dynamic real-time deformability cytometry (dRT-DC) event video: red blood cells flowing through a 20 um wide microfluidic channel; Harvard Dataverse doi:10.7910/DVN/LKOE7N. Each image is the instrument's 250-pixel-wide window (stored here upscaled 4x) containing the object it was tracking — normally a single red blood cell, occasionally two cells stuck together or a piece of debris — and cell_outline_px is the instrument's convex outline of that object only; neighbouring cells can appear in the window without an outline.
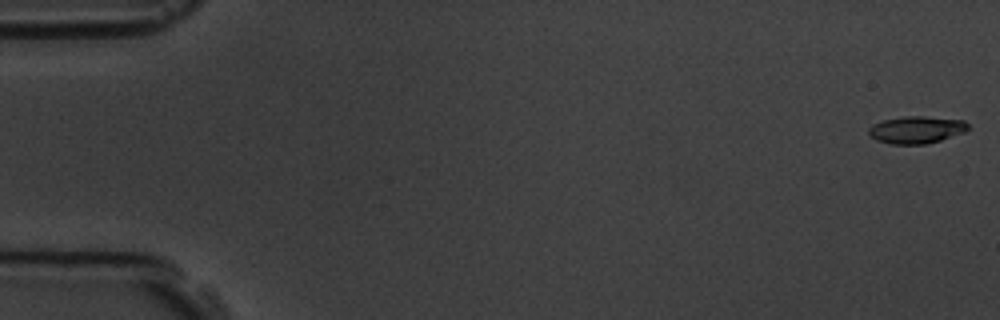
{"species": "common noctule bat (a hibernating species)", "species_latin": "Nyctalus noctula", "temperature_condition": "room temperature", "stored_images_in_passage": 5, "camera_frame_rate_fps": 3000, "um_per_image_px": 0.085, "animal": {"sex": "male", "body_mass_g": 19.5, "forearm_length_mm": 54.6}, "frame": {"image": 1, "passage_image": 1, "time_ms": 0.0, "image_size_px": [1000, 320], "cell_outline_px": [[968, 128], [964, 132], [940, 140], [924, 144], [892, 144], [876, 140], [868, 132], [868, 128], [872, 124], [884, 120], [904, 116], [924, 116], [964, 120], [968, 124]], "centroid_in_image_um": [77.88, 11.02], "position_along_channel_um": 7.1, "area_um2": 15.66}}
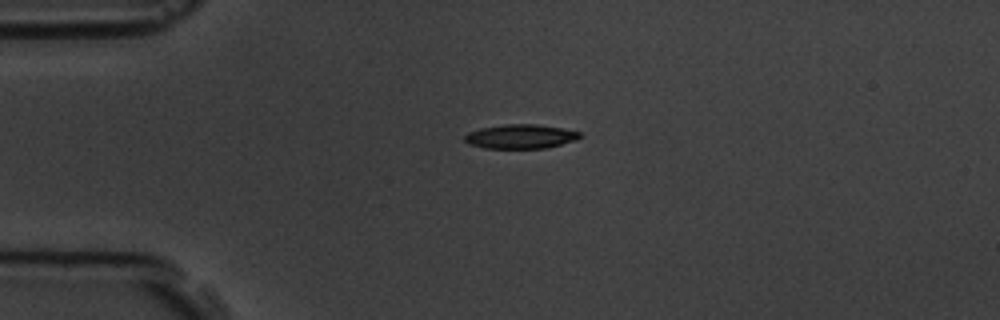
{"frame": {"image": 2, "passage_image": 4, "time_ms": 4.333, "image_size_px": [1000, 320], "cell_outline_px": [[584, 136], [576, 140], [544, 148], [484, 148], [468, 144], [464, 140], [464, 136], [468, 132], [480, 128], [504, 124], [536, 124], [560, 128], [580, 132]], "centroid_in_image_um": [44.22, 11.6], "position_along_channel_um": 40.8, "area_um2": 16.24}}